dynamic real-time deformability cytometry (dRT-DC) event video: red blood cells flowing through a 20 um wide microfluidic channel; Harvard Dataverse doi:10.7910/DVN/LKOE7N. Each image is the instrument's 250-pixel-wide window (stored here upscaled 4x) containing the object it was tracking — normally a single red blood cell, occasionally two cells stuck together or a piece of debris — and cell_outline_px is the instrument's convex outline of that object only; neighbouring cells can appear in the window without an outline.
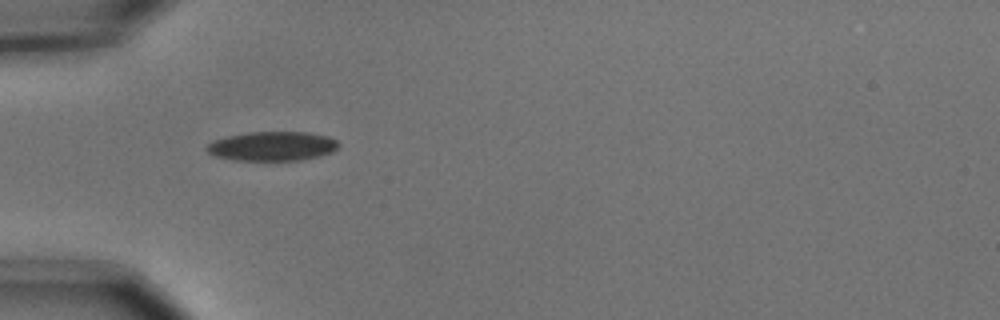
{"species": "common noctule bat (a hibernating species)", "species_latin": "Nyctalus noctula", "temperature_condition": "cold", "stored_images_in_passage": 7, "camera_frame_rate_fps": 3000, "um_per_image_px": 0.085, "animal": {"sex": "male", "body_mass_g": 15.6}, "frame": {"image": 1, "passage_image": 1, "time_ms": 0.0, "image_size_px": [1000, 320], "cell_outline_px": [[340, 144], [332, 152], [320, 156], [300, 160], [236, 160], [216, 156], [208, 152], [204, 148], [212, 140], [228, 136], [248, 132], [308, 132], [328, 136], [336, 140]], "centroid_in_image_um": [23.15, 12.42], "position_along_channel_um": 61.9, "area_um2": 22.48}}
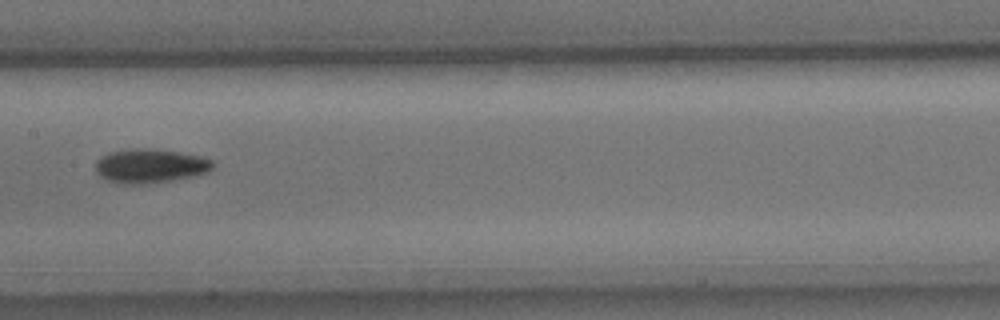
{"frame": {"image": 2, "passage_image": 4, "time_ms": 1.0, "image_size_px": [1000, 320], "cell_outline_px": [[216, 164], [208, 172], [192, 176], [172, 180], [140, 184], [124, 184], [108, 180], [100, 176], [96, 172], [96, 160], [100, 156], [112, 152], [132, 148], [152, 148], [180, 152], [204, 156], [212, 160]], "centroid_in_image_um": [12.79, 14.08], "position_along_channel_um": 194.6, "area_um2": 23.41}}
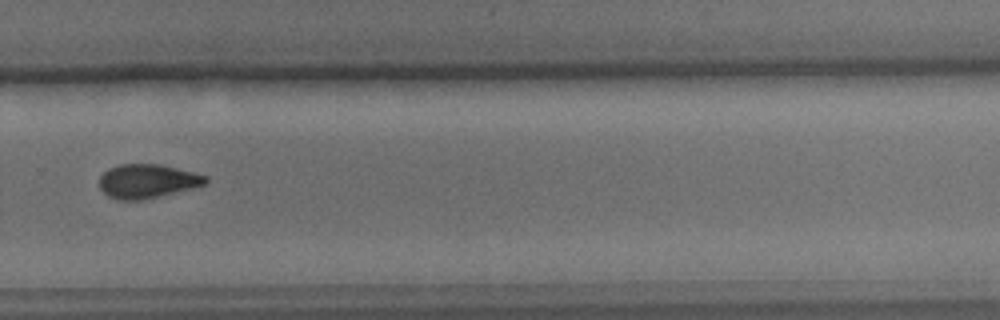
{"frame": {"image": 3, "passage_image": 7, "time_ms": 2.0, "image_size_px": [1000, 320], "cell_outline_px": [[208, 180], [204, 184], [192, 188], [160, 196], [140, 200], [120, 200], [108, 196], [100, 188], [100, 176], [108, 168], [120, 164], [160, 164], [208, 176]], "centroid_in_image_um": [12.5, 15.39], "position_along_channel_um": 317.3, "area_um2": 20.87}}